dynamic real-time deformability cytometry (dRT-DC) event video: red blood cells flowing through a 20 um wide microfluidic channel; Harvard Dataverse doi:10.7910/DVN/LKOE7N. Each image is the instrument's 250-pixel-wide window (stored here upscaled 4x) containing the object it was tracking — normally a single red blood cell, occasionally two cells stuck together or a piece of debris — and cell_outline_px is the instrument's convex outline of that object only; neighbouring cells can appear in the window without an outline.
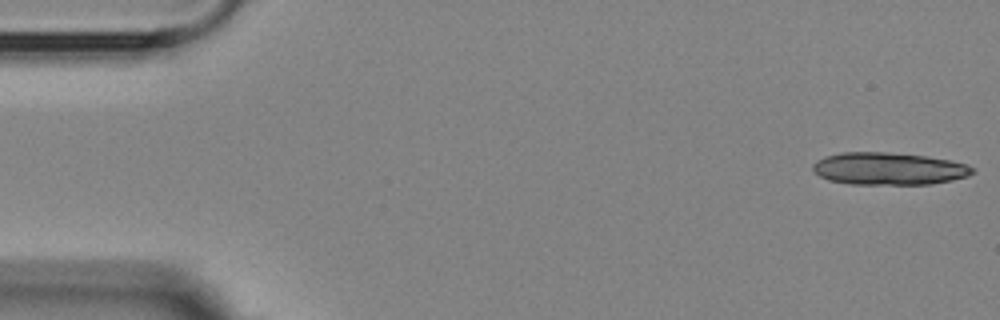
{"species": "Egyptian fruit bat (a non-hibernating species)", "species_latin": "Rousettus aegyptiacus", "temperature_condition": "room temperature", "stored_images_in_passage": 5, "camera_frame_rate_fps": 3000, "um_per_image_px": 0.085, "animal": {"sex": "female"}, "frame": {"image": 1, "passage_image": 1, "time_ms": 0.0, "image_size_px": [1000, 320], "cell_outline_px": [[976, 172], [968, 176], [952, 180], [932, 184], [852, 184], [828, 180], [820, 176], [812, 168], [812, 164], [816, 160], [824, 156], [840, 152], [888, 152], [924, 156], [952, 160], [968, 164]], "centroid_in_image_um": [75.55, 14.33], "position_along_channel_um": 9.5, "area_um2": 30.29}}